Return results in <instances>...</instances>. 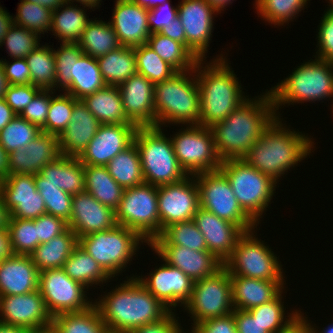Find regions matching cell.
<instances>
[{
    "label": "cell",
    "mask_w": 333,
    "mask_h": 333,
    "mask_svg": "<svg viewBox=\"0 0 333 333\" xmlns=\"http://www.w3.org/2000/svg\"><path fill=\"white\" fill-rule=\"evenodd\" d=\"M276 117L268 89L260 96L248 97L223 121L210 127L220 159H242Z\"/></svg>",
    "instance_id": "obj_1"
},
{
    "label": "cell",
    "mask_w": 333,
    "mask_h": 333,
    "mask_svg": "<svg viewBox=\"0 0 333 333\" xmlns=\"http://www.w3.org/2000/svg\"><path fill=\"white\" fill-rule=\"evenodd\" d=\"M123 282L93 301L108 333H129L158 322L171 312L134 275Z\"/></svg>",
    "instance_id": "obj_2"
},
{
    "label": "cell",
    "mask_w": 333,
    "mask_h": 333,
    "mask_svg": "<svg viewBox=\"0 0 333 333\" xmlns=\"http://www.w3.org/2000/svg\"><path fill=\"white\" fill-rule=\"evenodd\" d=\"M282 121L276 117L242 158L276 183L315 149L308 134L289 129Z\"/></svg>",
    "instance_id": "obj_3"
},
{
    "label": "cell",
    "mask_w": 333,
    "mask_h": 333,
    "mask_svg": "<svg viewBox=\"0 0 333 333\" xmlns=\"http://www.w3.org/2000/svg\"><path fill=\"white\" fill-rule=\"evenodd\" d=\"M205 62L198 60L194 70L200 95L199 125L210 128L228 117L248 96L242 91L241 83L226 56L221 53Z\"/></svg>",
    "instance_id": "obj_4"
},
{
    "label": "cell",
    "mask_w": 333,
    "mask_h": 333,
    "mask_svg": "<svg viewBox=\"0 0 333 333\" xmlns=\"http://www.w3.org/2000/svg\"><path fill=\"white\" fill-rule=\"evenodd\" d=\"M193 77V78H192ZM156 127L199 125L200 95L195 70L178 71L154 85Z\"/></svg>",
    "instance_id": "obj_5"
},
{
    "label": "cell",
    "mask_w": 333,
    "mask_h": 333,
    "mask_svg": "<svg viewBox=\"0 0 333 333\" xmlns=\"http://www.w3.org/2000/svg\"><path fill=\"white\" fill-rule=\"evenodd\" d=\"M275 113L285 104L315 102L333 98V63L315 58L294 68L284 80L270 88Z\"/></svg>",
    "instance_id": "obj_6"
},
{
    "label": "cell",
    "mask_w": 333,
    "mask_h": 333,
    "mask_svg": "<svg viewBox=\"0 0 333 333\" xmlns=\"http://www.w3.org/2000/svg\"><path fill=\"white\" fill-rule=\"evenodd\" d=\"M161 127H138L134 142L138 148L144 182L162 186L180 182L188 175L180 167L172 141Z\"/></svg>",
    "instance_id": "obj_7"
},
{
    "label": "cell",
    "mask_w": 333,
    "mask_h": 333,
    "mask_svg": "<svg viewBox=\"0 0 333 333\" xmlns=\"http://www.w3.org/2000/svg\"><path fill=\"white\" fill-rule=\"evenodd\" d=\"M143 243V244H142ZM147 243L137 232L121 225L78 238V244L112 278L131 263L141 245ZM140 245V246H139Z\"/></svg>",
    "instance_id": "obj_8"
},
{
    "label": "cell",
    "mask_w": 333,
    "mask_h": 333,
    "mask_svg": "<svg viewBox=\"0 0 333 333\" xmlns=\"http://www.w3.org/2000/svg\"><path fill=\"white\" fill-rule=\"evenodd\" d=\"M220 169L243 211L259 226L260 218L276 193L277 183L243 159L223 160Z\"/></svg>",
    "instance_id": "obj_9"
},
{
    "label": "cell",
    "mask_w": 333,
    "mask_h": 333,
    "mask_svg": "<svg viewBox=\"0 0 333 333\" xmlns=\"http://www.w3.org/2000/svg\"><path fill=\"white\" fill-rule=\"evenodd\" d=\"M254 230L244 232L238 238L231 256L224 262V268L230 275L276 281L284 288L286 280L279 256L265 241L256 237Z\"/></svg>",
    "instance_id": "obj_10"
},
{
    "label": "cell",
    "mask_w": 333,
    "mask_h": 333,
    "mask_svg": "<svg viewBox=\"0 0 333 333\" xmlns=\"http://www.w3.org/2000/svg\"><path fill=\"white\" fill-rule=\"evenodd\" d=\"M115 220L117 225L137 232L149 245L159 236L158 186L144 182L124 189Z\"/></svg>",
    "instance_id": "obj_11"
},
{
    "label": "cell",
    "mask_w": 333,
    "mask_h": 333,
    "mask_svg": "<svg viewBox=\"0 0 333 333\" xmlns=\"http://www.w3.org/2000/svg\"><path fill=\"white\" fill-rule=\"evenodd\" d=\"M194 176L199 188L201 208L236 224L243 232L257 230L258 225L243 211L220 168Z\"/></svg>",
    "instance_id": "obj_12"
},
{
    "label": "cell",
    "mask_w": 333,
    "mask_h": 333,
    "mask_svg": "<svg viewBox=\"0 0 333 333\" xmlns=\"http://www.w3.org/2000/svg\"><path fill=\"white\" fill-rule=\"evenodd\" d=\"M176 133L170 136V139L178 163L187 175L220 168L222 160L216 152L210 128L202 125H186V128H181Z\"/></svg>",
    "instance_id": "obj_13"
},
{
    "label": "cell",
    "mask_w": 333,
    "mask_h": 333,
    "mask_svg": "<svg viewBox=\"0 0 333 333\" xmlns=\"http://www.w3.org/2000/svg\"><path fill=\"white\" fill-rule=\"evenodd\" d=\"M184 309L191 315L192 327L232 313V285L228 271L223 267L210 277L194 281L191 298Z\"/></svg>",
    "instance_id": "obj_14"
},
{
    "label": "cell",
    "mask_w": 333,
    "mask_h": 333,
    "mask_svg": "<svg viewBox=\"0 0 333 333\" xmlns=\"http://www.w3.org/2000/svg\"><path fill=\"white\" fill-rule=\"evenodd\" d=\"M86 290L89 289L72 280L62 268L39 273L38 291L52 317L62 313L82 312L93 306L94 302L87 298Z\"/></svg>",
    "instance_id": "obj_15"
},
{
    "label": "cell",
    "mask_w": 333,
    "mask_h": 333,
    "mask_svg": "<svg viewBox=\"0 0 333 333\" xmlns=\"http://www.w3.org/2000/svg\"><path fill=\"white\" fill-rule=\"evenodd\" d=\"M199 207V188L194 175L158 186L159 235L174 223L192 220Z\"/></svg>",
    "instance_id": "obj_16"
},
{
    "label": "cell",
    "mask_w": 333,
    "mask_h": 333,
    "mask_svg": "<svg viewBox=\"0 0 333 333\" xmlns=\"http://www.w3.org/2000/svg\"><path fill=\"white\" fill-rule=\"evenodd\" d=\"M177 6L178 18L186 35V48L198 60H206L213 19L218 12L205 0H182Z\"/></svg>",
    "instance_id": "obj_17"
},
{
    "label": "cell",
    "mask_w": 333,
    "mask_h": 333,
    "mask_svg": "<svg viewBox=\"0 0 333 333\" xmlns=\"http://www.w3.org/2000/svg\"><path fill=\"white\" fill-rule=\"evenodd\" d=\"M156 266L147 276L135 274L137 280L168 309L175 311L176 306L184 308L189 302L194 281L177 267L165 261Z\"/></svg>",
    "instance_id": "obj_18"
},
{
    "label": "cell",
    "mask_w": 333,
    "mask_h": 333,
    "mask_svg": "<svg viewBox=\"0 0 333 333\" xmlns=\"http://www.w3.org/2000/svg\"><path fill=\"white\" fill-rule=\"evenodd\" d=\"M9 218L33 220L46 214L45 202L36 188L35 175L12 174L0 182Z\"/></svg>",
    "instance_id": "obj_19"
},
{
    "label": "cell",
    "mask_w": 333,
    "mask_h": 333,
    "mask_svg": "<svg viewBox=\"0 0 333 333\" xmlns=\"http://www.w3.org/2000/svg\"><path fill=\"white\" fill-rule=\"evenodd\" d=\"M38 290L21 295L0 296V322L33 330L52 324Z\"/></svg>",
    "instance_id": "obj_20"
},
{
    "label": "cell",
    "mask_w": 333,
    "mask_h": 333,
    "mask_svg": "<svg viewBox=\"0 0 333 333\" xmlns=\"http://www.w3.org/2000/svg\"><path fill=\"white\" fill-rule=\"evenodd\" d=\"M137 129L136 125L102 124L77 158L83 165L106 166L134 142Z\"/></svg>",
    "instance_id": "obj_21"
},
{
    "label": "cell",
    "mask_w": 333,
    "mask_h": 333,
    "mask_svg": "<svg viewBox=\"0 0 333 333\" xmlns=\"http://www.w3.org/2000/svg\"><path fill=\"white\" fill-rule=\"evenodd\" d=\"M118 88L128 119L137 127H155L154 84L136 73Z\"/></svg>",
    "instance_id": "obj_22"
},
{
    "label": "cell",
    "mask_w": 333,
    "mask_h": 333,
    "mask_svg": "<svg viewBox=\"0 0 333 333\" xmlns=\"http://www.w3.org/2000/svg\"><path fill=\"white\" fill-rule=\"evenodd\" d=\"M162 262L177 267L193 281L210 277L224 267L210 251H194L176 245H148Z\"/></svg>",
    "instance_id": "obj_23"
},
{
    "label": "cell",
    "mask_w": 333,
    "mask_h": 333,
    "mask_svg": "<svg viewBox=\"0 0 333 333\" xmlns=\"http://www.w3.org/2000/svg\"><path fill=\"white\" fill-rule=\"evenodd\" d=\"M67 224L77 238L112 229L117 225L115 211L102 205L86 191L73 195L72 212Z\"/></svg>",
    "instance_id": "obj_24"
},
{
    "label": "cell",
    "mask_w": 333,
    "mask_h": 333,
    "mask_svg": "<svg viewBox=\"0 0 333 333\" xmlns=\"http://www.w3.org/2000/svg\"><path fill=\"white\" fill-rule=\"evenodd\" d=\"M109 23L121 46L137 47L147 44L150 36L148 9L130 0H116Z\"/></svg>",
    "instance_id": "obj_25"
},
{
    "label": "cell",
    "mask_w": 333,
    "mask_h": 333,
    "mask_svg": "<svg viewBox=\"0 0 333 333\" xmlns=\"http://www.w3.org/2000/svg\"><path fill=\"white\" fill-rule=\"evenodd\" d=\"M59 156L58 136L42 131L26 147L9 153V175H35Z\"/></svg>",
    "instance_id": "obj_26"
},
{
    "label": "cell",
    "mask_w": 333,
    "mask_h": 333,
    "mask_svg": "<svg viewBox=\"0 0 333 333\" xmlns=\"http://www.w3.org/2000/svg\"><path fill=\"white\" fill-rule=\"evenodd\" d=\"M193 220L204 236L208 251L224 263L231 256L238 238L244 232L236 224L221 219L201 207Z\"/></svg>",
    "instance_id": "obj_27"
},
{
    "label": "cell",
    "mask_w": 333,
    "mask_h": 333,
    "mask_svg": "<svg viewBox=\"0 0 333 333\" xmlns=\"http://www.w3.org/2000/svg\"><path fill=\"white\" fill-rule=\"evenodd\" d=\"M101 125L82 100H79L73 107L71 122L58 136L60 155L78 157Z\"/></svg>",
    "instance_id": "obj_28"
},
{
    "label": "cell",
    "mask_w": 333,
    "mask_h": 333,
    "mask_svg": "<svg viewBox=\"0 0 333 333\" xmlns=\"http://www.w3.org/2000/svg\"><path fill=\"white\" fill-rule=\"evenodd\" d=\"M40 271L30 255H11L0 260V296L38 290Z\"/></svg>",
    "instance_id": "obj_29"
},
{
    "label": "cell",
    "mask_w": 333,
    "mask_h": 333,
    "mask_svg": "<svg viewBox=\"0 0 333 333\" xmlns=\"http://www.w3.org/2000/svg\"><path fill=\"white\" fill-rule=\"evenodd\" d=\"M234 309L248 311L273 300L283 288L276 281L230 275Z\"/></svg>",
    "instance_id": "obj_30"
},
{
    "label": "cell",
    "mask_w": 333,
    "mask_h": 333,
    "mask_svg": "<svg viewBox=\"0 0 333 333\" xmlns=\"http://www.w3.org/2000/svg\"><path fill=\"white\" fill-rule=\"evenodd\" d=\"M42 183H53L72 196L85 192L84 165L77 157L60 155L39 172Z\"/></svg>",
    "instance_id": "obj_31"
},
{
    "label": "cell",
    "mask_w": 333,
    "mask_h": 333,
    "mask_svg": "<svg viewBox=\"0 0 333 333\" xmlns=\"http://www.w3.org/2000/svg\"><path fill=\"white\" fill-rule=\"evenodd\" d=\"M82 102L101 124L134 125L127 117L118 86H106L86 96Z\"/></svg>",
    "instance_id": "obj_32"
},
{
    "label": "cell",
    "mask_w": 333,
    "mask_h": 333,
    "mask_svg": "<svg viewBox=\"0 0 333 333\" xmlns=\"http://www.w3.org/2000/svg\"><path fill=\"white\" fill-rule=\"evenodd\" d=\"M77 245L78 238L68 227L62 234L41 243L30 256L39 271L58 269L63 267Z\"/></svg>",
    "instance_id": "obj_33"
},
{
    "label": "cell",
    "mask_w": 333,
    "mask_h": 333,
    "mask_svg": "<svg viewBox=\"0 0 333 333\" xmlns=\"http://www.w3.org/2000/svg\"><path fill=\"white\" fill-rule=\"evenodd\" d=\"M77 5L66 2L58 9L52 11L50 31L61 43H77L84 29L91 21L86 14L87 10H85H91V8L86 6L81 8Z\"/></svg>",
    "instance_id": "obj_34"
},
{
    "label": "cell",
    "mask_w": 333,
    "mask_h": 333,
    "mask_svg": "<svg viewBox=\"0 0 333 333\" xmlns=\"http://www.w3.org/2000/svg\"><path fill=\"white\" fill-rule=\"evenodd\" d=\"M85 191L102 205L118 208L124 188L110 175L106 166L84 165Z\"/></svg>",
    "instance_id": "obj_35"
},
{
    "label": "cell",
    "mask_w": 333,
    "mask_h": 333,
    "mask_svg": "<svg viewBox=\"0 0 333 333\" xmlns=\"http://www.w3.org/2000/svg\"><path fill=\"white\" fill-rule=\"evenodd\" d=\"M96 58L83 54L73 63V79L63 91L77 100L106 87Z\"/></svg>",
    "instance_id": "obj_36"
},
{
    "label": "cell",
    "mask_w": 333,
    "mask_h": 333,
    "mask_svg": "<svg viewBox=\"0 0 333 333\" xmlns=\"http://www.w3.org/2000/svg\"><path fill=\"white\" fill-rule=\"evenodd\" d=\"M97 62L108 86H119L137 73L134 47L120 46L97 58Z\"/></svg>",
    "instance_id": "obj_37"
},
{
    "label": "cell",
    "mask_w": 333,
    "mask_h": 333,
    "mask_svg": "<svg viewBox=\"0 0 333 333\" xmlns=\"http://www.w3.org/2000/svg\"><path fill=\"white\" fill-rule=\"evenodd\" d=\"M62 269L72 280L80 282L86 288L101 286L112 279L79 244L73 249Z\"/></svg>",
    "instance_id": "obj_38"
},
{
    "label": "cell",
    "mask_w": 333,
    "mask_h": 333,
    "mask_svg": "<svg viewBox=\"0 0 333 333\" xmlns=\"http://www.w3.org/2000/svg\"><path fill=\"white\" fill-rule=\"evenodd\" d=\"M283 293L282 290L273 300L248 310L269 333H285L301 320V310L292 309L291 313L285 312Z\"/></svg>",
    "instance_id": "obj_39"
},
{
    "label": "cell",
    "mask_w": 333,
    "mask_h": 333,
    "mask_svg": "<svg viewBox=\"0 0 333 333\" xmlns=\"http://www.w3.org/2000/svg\"><path fill=\"white\" fill-rule=\"evenodd\" d=\"M96 19L91 18L77 43L84 54L97 59L121 45L109 21Z\"/></svg>",
    "instance_id": "obj_40"
},
{
    "label": "cell",
    "mask_w": 333,
    "mask_h": 333,
    "mask_svg": "<svg viewBox=\"0 0 333 333\" xmlns=\"http://www.w3.org/2000/svg\"><path fill=\"white\" fill-rule=\"evenodd\" d=\"M106 168L124 189L144 183L140 154L135 142L117 154Z\"/></svg>",
    "instance_id": "obj_41"
},
{
    "label": "cell",
    "mask_w": 333,
    "mask_h": 333,
    "mask_svg": "<svg viewBox=\"0 0 333 333\" xmlns=\"http://www.w3.org/2000/svg\"><path fill=\"white\" fill-rule=\"evenodd\" d=\"M147 45L177 71L193 70L198 59L180 42L160 33L150 34Z\"/></svg>",
    "instance_id": "obj_42"
},
{
    "label": "cell",
    "mask_w": 333,
    "mask_h": 333,
    "mask_svg": "<svg viewBox=\"0 0 333 333\" xmlns=\"http://www.w3.org/2000/svg\"><path fill=\"white\" fill-rule=\"evenodd\" d=\"M50 46H38L25 59L30 70L31 84L40 90L55 91L56 64L54 48Z\"/></svg>",
    "instance_id": "obj_43"
},
{
    "label": "cell",
    "mask_w": 333,
    "mask_h": 333,
    "mask_svg": "<svg viewBox=\"0 0 333 333\" xmlns=\"http://www.w3.org/2000/svg\"><path fill=\"white\" fill-rule=\"evenodd\" d=\"M149 245H176L194 251H208L204 236L193 219L166 227Z\"/></svg>",
    "instance_id": "obj_44"
},
{
    "label": "cell",
    "mask_w": 333,
    "mask_h": 333,
    "mask_svg": "<svg viewBox=\"0 0 333 333\" xmlns=\"http://www.w3.org/2000/svg\"><path fill=\"white\" fill-rule=\"evenodd\" d=\"M52 323L59 333H108L95 305L82 312L59 314Z\"/></svg>",
    "instance_id": "obj_45"
},
{
    "label": "cell",
    "mask_w": 333,
    "mask_h": 333,
    "mask_svg": "<svg viewBox=\"0 0 333 333\" xmlns=\"http://www.w3.org/2000/svg\"><path fill=\"white\" fill-rule=\"evenodd\" d=\"M309 0H255V9L264 21L284 26L305 9Z\"/></svg>",
    "instance_id": "obj_46"
},
{
    "label": "cell",
    "mask_w": 333,
    "mask_h": 333,
    "mask_svg": "<svg viewBox=\"0 0 333 333\" xmlns=\"http://www.w3.org/2000/svg\"><path fill=\"white\" fill-rule=\"evenodd\" d=\"M134 53L137 73L144 75L154 85L169 79L178 72L147 44L134 47Z\"/></svg>",
    "instance_id": "obj_47"
},
{
    "label": "cell",
    "mask_w": 333,
    "mask_h": 333,
    "mask_svg": "<svg viewBox=\"0 0 333 333\" xmlns=\"http://www.w3.org/2000/svg\"><path fill=\"white\" fill-rule=\"evenodd\" d=\"M36 188L45 202L46 214L61 218L67 223L72 212L73 196L53 183H42V175L35 174Z\"/></svg>",
    "instance_id": "obj_48"
},
{
    "label": "cell",
    "mask_w": 333,
    "mask_h": 333,
    "mask_svg": "<svg viewBox=\"0 0 333 333\" xmlns=\"http://www.w3.org/2000/svg\"><path fill=\"white\" fill-rule=\"evenodd\" d=\"M42 130L29 121L16 115L1 131L0 144L8 152L26 147Z\"/></svg>",
    "instance_id": "obj_49"
},
{
    "label": "cell",
    "mask_w": 333,
    "mask_h": 333,
    "mask_svg": "<svg viewBox=\"0 0 333 333\" xmlns=\"http://www.w3.org/2000/svg\"><path fill=\"white\" fill-rule=\"evenodd\" d=\"M55 92L51 91V103L46 124L41 130L59 136L71 122L73 107L79 100L65 92L54 95Z\"/></svg>",
    "instance_id": "obj_50"
},
{
    "label": "cell",
    "mask_w": 333,
    "mask_h": 333,
    "mask_svg": "<svg viewBox=\"0 0 333 333\" xmlns=\"http://www.w3.org/2000/svg\"><path fill=\"white\" fill-rule=\"evenodd\" d=\"M16 11V16H13L14 24L31 30L40 36L50 31L52 20V11L50 9L21 0Z\"/></svg>",
    "instance_id": "obj_51"
},
{
    "label": "cell",
    "mask_w": 333,
    "mask_h": 333,
    "mask_svg": "<svg viewBox=\"0 0 333 333\" xmlns=\"http://www.w3.org/2000/svg\"><path fill=\"white\" fill-rule=\"evenodd\" d=\"M7 229L14 255H30L37 248V225L34 220L9 218Z\"/></svg>",
    "instance_id": "obj_52"
},
{
    "label": "cell",
    "mask_w": 333,
    "mask_h": 333,
    "mask_svg": "<svg viewBox=\"0 0 333 333\" xmlns=\"http://www.w3.org/2000/svg\"><path fill=\"white\" fill-rule=\"evenodd\" d=\"M40 38L39 34L13 24L3 38L2 45L6 46L7 53L12 59L26 58L41 45Z\"/></svg>",
    "instance_id": "obj_53"
},
{
    "label": "cell",
    "mask_w": 333,
    "mask_h": 333,
    "mask_svg": "<svg viewBox=\"0 0 333 333\" xmlns=\"http://www.w3.org/2000/svg\"><path fill=\"white\" fill-rule=\"evenodd\" d=\"M56 64L55 91H64L73 79V63L84 54L78 43H61L57 50H53ZM62 89H61V88Z\"/></svg>",
    "instance_id": "obj_54"
},
{
    "label": "cell",
    "mask_w": 333,
    "mask_h": 333,
    "mask_svg": "<svg viewBox=\"0 0 333 333\" xmlns=\"http://www.w3.org/2000/svg\"><path fill=\"white\" fill-rule=\"evenodd\" d=\"M316 36L318 50L314 57L333 63V10L329 7L321 17Z\"/></svg>",
    "instance_id": "obj_55"
},
{
    "label": "cell",
    "mask_w": 333,
    "mask_h": 333,
    "mask_svg": "<svg viewBox=\"0 0 333 333\" xmlns=\"http://www.w3.org/2000/svg\"><path fill=\"white\" fill-rule=\"evenodd\" d=\"M50 103L51 91L40 90L25 107L20 116L42 129L46 124Z\"/></svg>",
    "instance_id": "obj_56"
},
{
    "label": "cell",
    "mask_w": 333,
    "mask_h": 333,
    "mask_svg": "<svg viewBox=\"0 0 333 333\" xmlns=\"http://www.w3.org/2000/svg\"><path fill=\"white\" fill-rule=\"evenodd\" d=\"M39 91L40 89L32 84L9 85L4 99L14 113L20 115Z\"/></svg>",
    "instance_id": "obj_57"
},
{
    "label": "cell",
    "mask_w": 333,
    "mask_h": 333,
    "mask_svg": "<svg viewBox=\"0 0 333 333\" xmlns=\"http://www.w3.org/2000/svg\"><path fill=\"white\" fill-rule=\"evenodd\" d=\"M33 220L37 225V247L62 234L68 228L66 221L49 214L41 215Z\"/></svg>",
    "instance_id": "obj_58"
},
{
    "label": "cell",
    "mask_w": 333,
    "mask_h": 333,
    "mask_svg": "<svg viewBox=\"0 0 333 333\" xmlns=\"http://www.w3.org/2000/svg\"><path fill=\"white\" fill-rule=\"evenodd\" d=\"M171 0L148 11L150 33H159L163 27L169 26L178 17V6H171Z\"/></svg>",
    "instance_id": "obj_59"
},
{
    "label": "cell",
    "mask_w": 333,
    "mask_h": 333,
    "mask_svg": "<svg viewBox=\"0 0 333 333\" xmlns=\"http://www.w3.org/2000/svg\"><path fill=\"white\" fill-rule=\"evenodd\" d=\"M0 62L9 85L31 84L30 70L25 58H15L12 62H7L6 59H0Z\"/></svg>",
    "instance_id": "obj_60"
},
{
    "label": "cell",
    "mask_w": 333,
    "mask_h": 333,
    "mask_svg": "<svg viewBox=\"0 0 333 333\" xmlns=\"http://www.w3.org/2000/svg\"><path fill=\"white\" fill-rule=\"evenodd\" d=\"M191 329L190 333H237L234 315L232 313L207 319L194 325Z\"/></svg>",
    "instance_id": "obj_61"
},
{
    "label": "cell",
    "mask_w": 333,
    "mask_h": 333,
    "mask_svg": "<svg viewBox=\"0 0 333 333\" xmlns=\"http://www.w3.org/2000/svg\"><path fill=\"white\" fill-rule=\"evenodd\" d=\"M178 318L179 317L171 311L162 320L135 328L129 333H186L183 330L184 328L181 327V323L178 322Z\"/></svg>",
    "instance_id": "obj_62"
},
{
    "label": "cell",
    "mask_w": 333,
    "mask_h": 333,
    "mask_svg": "<svg viewBox=\"0 0 333 333\" xmlns=\"http://www.w3.org/2000/svg\"><path fill=\"white\" fill-rule=\"evenodd\" d=\"M232 314L237 333H269L248 311L234 309Z\"/></svg>",
    "instance_id": "obj_63"
},
{
    "label": "cell",
    "mask_w": 333,
    "mask_h": 333,
    "mask_svg": "<svg viewBox=\"0 0 333 333\" xmlns=\"http://www.w3.org/2000/svg\"><path fill=\"white\" fill-rule=\"evenodd\" d=\"M159 33L182 43L186 47V35L178 17L169 26L163 27Z\"/></svg>",
    "instance_id": "obj_64"
},
{
    "label": "cell",
    "mask_w": 333,
    "mask_h": 333,
    "mask_svg": "<svg viewBox=\"0 0 333 333\" xmlns=\"http://www.w3.org/2000/svg\"><path fill=\"white\" fill-rule=\"evenodd\" d=\"M14 24L13 16L0 6V46L2 47V41L6 33Z\"/></svg>",
    "instance_id": "obj_65"
},
{
    "label": "cell",
    "mask_w": 333,
    "mask_h": 333,
    "mask_svg": "<svg viewBox=\"0 0 333 333\" xmlns=\"http://www.w3.org/2000/svg\"><path fill=\"white\" fill-rule=\"evenodd\" d=\"M13 255L8 229H0V260Z\"/></svg>",
    "instance_id": "obj_66"
},
{
    "label": "cell",
    "mask_w": 333,
    "mask_h": 333,
    "mask_svg": "<svg viewBox=\"0 0 333 333\" xmlns=\"http://www.w3.org/2000/svg\"><path fill=\"white\" fill-rule=\"evenodd\" d=\"M16 116L7 105L4 98H0V131Z\"/></svg>",
    "instance_id": "obj_67"
},
{
    "label": "cell",
    "mask_w": 333,
    "mask_h": 333,
    "mask_svg": "<svg viewBox=\"0 0 333 333\" xmlns=\"http://www.w3.org/2000/svg\"><path fill=\"white\" fill-rule=\"evenodd\" d=\"M9 175V153L0 144V180Z\"/></svg>",
    "instance_id": "obj_68"
},
{
    "label": "cell",
    "mask_w": 333,
    "mask_h": 333,
    "mask_svg": "<svg viewBox=\"0 0 333 333\" xmlns=\"http://www.w3.org/2000/svg\"><path fill=\"white\" fill-rule=\"evenodd\" d=\"M26 1L41 5L43 7L50 9L51 11L58 9L60 6H62L67 2V0H26Z\"/></svg>",
    "instance_id": "obj_69"
},
{
    "label": "cell",
    "mask_w": 333,
    "mask_h": 333,
    "mask_svg": "<svg viewBox=\"0 0 333 333\" xmlns=\"http://www.w3.org/2000/svg\"><path fill=\"white\" fill-rule=\"evenodd\" d=\"M9 217V212L0 190V229H7Z\"/></svg>",
    "instance_id": "obj_70"
},
{
    "label": "cell",
    "mask_w": 333,
    "mask_h": 333,
    "mask_svg": "<svg viewBox=\"0 0 333 333\" xmlns=\"http://www.w3.org/2000/svg\"><path fill=\"white\" fill-rule=\"evenodd\" d=\"M304 314L301 313V319L306 323V325L309 328L310 333H333V323H330L331 325H328V327H324L322 331H320V329L317 327L316 329V325H312L311 323L313 321H310V319L308 320L306 316H303ZM319 329V330H318Z\"/></svg>",
    "instance_id": "obj_71"
},
{
    "label": "cell",
    "mask_w": 333,
    "mask_h": 333,
    "mask_svg": "<svg viewBox=\"0 0 333 333\" xmlns=\"http://www.w3.org/2000/svg\"><path fill=\"white\" fill-rule=\"evenodd\" d=\"M130 1L134 4H137L149 10L164 4L168 0H130Z\"/></svg>",
    "instance_id": "obj_72"
},
{
    "label": "cell",
    "mask_w": 333,
    "mask_h": 333,
    "mask_svg": "<svg viewBox=\"0 0 333 333\" xmlns=\"http://www.w3.org/2000/svg\"><path fill=\"white\" fill-rule=\"evenodd\" d=\"M0 333H30V330L14 325H8L0 322Z\"/></svg>",
    "instance_id": "obj_73"
},
{
    "label": "cell",
    "mask_w": 333,
    "mask_h": 333,
    "mask_svg": "<svg viewBox=\"0 0 333 333\" xmlns=\"http://www.w3.org/2000/svg\"><path fill=\"white\" fill-rule=\"evenodd\" d=\"M205 1L209 3L218 12V14H220L222 13V11H224V9H226L228 5H230V3L232 4V1L234 0H205Z\"/></svg>",
    "instance_id": "obj_74"
},
{
    "label": "cell",
    "mask_w": 333,
    "mask_h": 333,
    "mask_svg": "<svg viewBox=\"0 0 333 333\" xmlns=\"http://www.w3.org/2000/svg\"><path fill=\"white\" fill-rule=\"evenodd\" d=\"M68 3H80L78 6H86L88 8H91L92 10L98 9L101 5V0H67ZM97 7V8H96Z\"/></svg>",
    "instance_id": "obj_75"
},
{
    "label": "cell",
    "mask_w": 333,
    "mask_h": 333,
    "mask_svg": "<svg viewBox=\"0 0 333 333\" xmlns=\"http://www.w3.org/2000/svg\"><path fill=\"white\" fill-rule=\"evenodd\" d=\"M8 86H9V83L7 81V78L4 73V69L0 62V98H4Z\"/></svg>",
    "instance_id": "obj_76"
},
{
    "label": "cell",
    "mask_w": 333,
    "mask_h": 333,
    "mask_svg": "<svg viewBox=\"0 0 333 333\" xmlns=\"http://www.w3.org/2000/svg\"><path fill=\"white\" fill-rule=\"evenodd\" d=\"M285 333H310L308 326L301 319L298 323H296L290 330Z\"/></svg>",
    "instance_id": "obj_77"
},
{
    "label": "cell",
    "mask_w": 333,
    "mask_h": 333,
    "mask_svg": "<svg viewBox=\"0 0 333 333\" xmlns=\"http://www.w3.org/2000/svg\"><path fill=\"white\" fill-rule=\"evenodd\" d=\"M30 333H59V331L52 323L48 326L30 330Z\"/></svg>",
    "instance_id": "obj_78"
},
{
    "label": "cell",
    "mask_w": 333,
    "mask_h": 333,
    "mask_svg": "<svg viewBox=\"0 0 333 333\" xmlns=\"http://www.w3.org/2000/svg\"><path fill=\"white\" fill-rule=\"evenodd\" d=\"M328 3L331 4V5H329V8H331L333 10V0H329Z\"/></svg>",
    "instance_id": "obj_79"
}]
</instances>
